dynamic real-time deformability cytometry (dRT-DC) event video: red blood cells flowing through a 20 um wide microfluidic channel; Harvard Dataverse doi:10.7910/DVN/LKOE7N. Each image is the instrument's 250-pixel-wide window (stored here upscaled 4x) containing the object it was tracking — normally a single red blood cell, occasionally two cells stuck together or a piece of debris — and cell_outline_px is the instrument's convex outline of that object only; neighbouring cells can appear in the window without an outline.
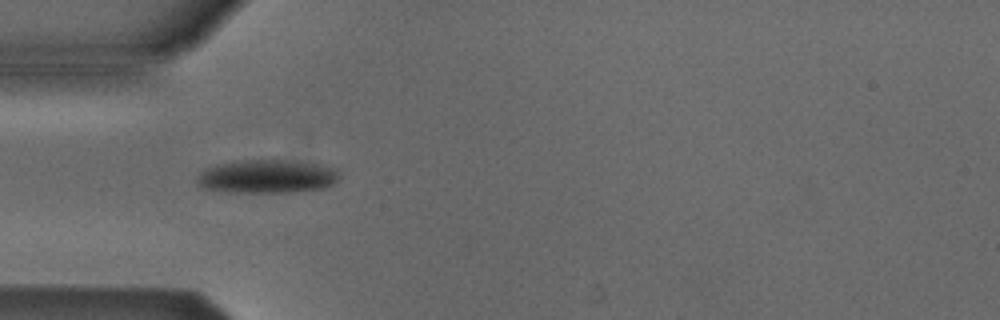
{"species": "Egyptian fruit bat (a non-hibernating species)", "species_latin": "Rousettus aegyptiacus", "temperature_condition": "cold", "stored_images_in_passage": 7, "camera_frame_rate_fps": 3000, "um_per_image_px": 0.085, "animal": {"sex": "male"}, "frame": {"image": 1, "passage_image": 5, "time_ms": 4.667, "image_size_px": [1000, 320], "cell_outline_px": [[336, 180], [332, 184], [324, 188], [292, 192], [224, 192], [200, 188], [196, 184], [196, 176], [208, 168], [216, 164], [248, 160], [280, 160], [316, 164], [336, 168]], "centroid_in_image_um": [22.61, 15.02], "position_along_channel_um": 62.4, "area_um2": 27.51}}
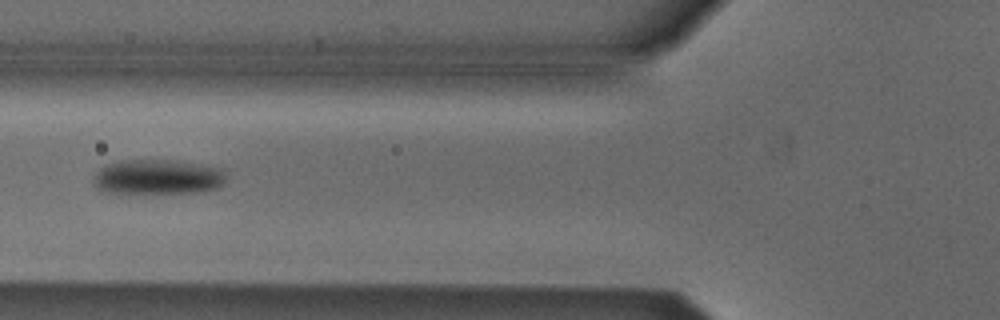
{"frame": {"image": 2, "passage_image": 6, "time_ms": 6.0, "image_size_px": [1000, 320], "cell_outline_px": [[224, 184], [220, 188], [200, 192], [108, 192], [100, 188], [96, 184], [96, 172], [100, 168], [108, 164], [120, 160], [168, 160], [224, 168]], "centroid_in_image_um": [13.48, 15.03], "position_along_channel_um": 112.3, "area_um2": 26.41}}
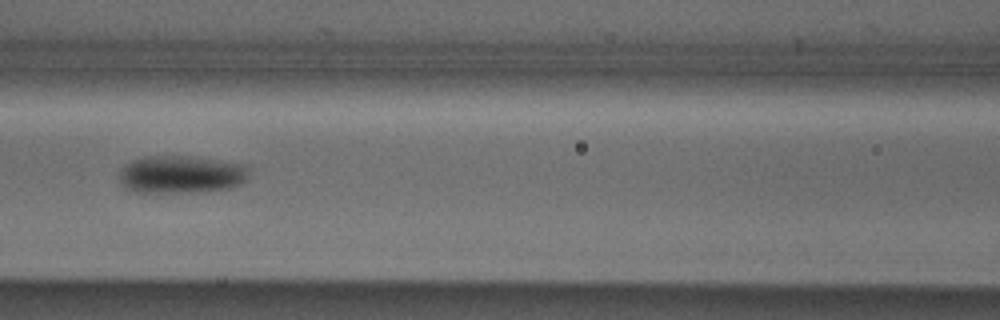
{"frame": {"image": 3, "passage_image": 7, "time_ms": 7.0, "image_size_px": [1000, 320], "cell_outline_px": [[248, 176], [240, 184], [232, 188], [200, 192], [136, 192], [124, 188], [120, 180], [120, 168], [124, 164], [132, 160], [144, 156], [192, 156], [248, 164]], "centroid_in_image_um": [15.4, 14.82], "position_along_channel_um": 151.2, "area_um2": 28.96}}